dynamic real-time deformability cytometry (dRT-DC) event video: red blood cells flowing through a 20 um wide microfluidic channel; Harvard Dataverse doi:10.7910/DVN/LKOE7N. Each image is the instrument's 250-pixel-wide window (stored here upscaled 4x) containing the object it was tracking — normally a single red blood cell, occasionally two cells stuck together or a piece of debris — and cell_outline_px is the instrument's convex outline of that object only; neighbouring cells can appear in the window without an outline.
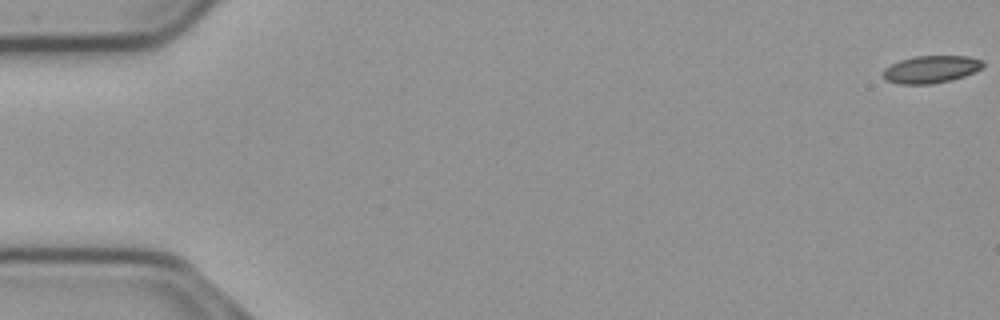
{"species": "common noctule bat (a hibernating species)", "species_latin": "Nyctalus noctula", "temperature_condition": "cold", "stored_images_in_passage": 57, "camera_frame_rate_fps": 3000, "um_per_image_px": 0.085, "animal": {"sex": "male", "body_mass_g": 23.1, "forearm_length_mm": 52.7}, "frame": {"image": 1, "passage_image": 1, "time_ms": 0.0, "image_size_px": [1000, 320], "cell_outline_px": [[984, 68], [964, 76], [952, 80], [932, 84], [900, 84], [884, 80], [880, 72], [884, 68], [900, 60], [916, 56], [968, 56], [984, 60]], "centroid_in_image_um": [79.13, 5.9], "position_along_channel_um": 5.9, "area_um2": 16.24}}
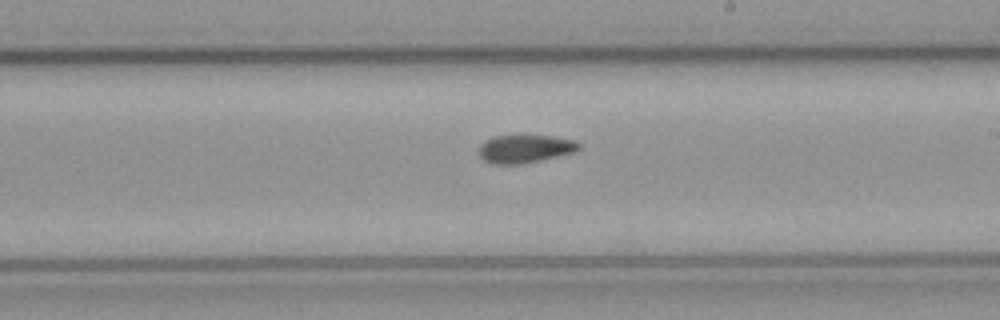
{"frame": {"image": 2, "passage_image": 33, "time_ms": 10.667, "image_size_px": [1000, 320], "cell_outline_px": [[580, 148], [572, 152], [540, 160], [520, 164], [492, 164], [484, 160], [480, 156], [480, 144], [484, 140], [496, 136], [552, 136], [572, 140], [580, 144]], "centroid_in_image_um": [44.58, 12.65], "position_along_channel_um": 244.4, "area_um2": 16.01}}
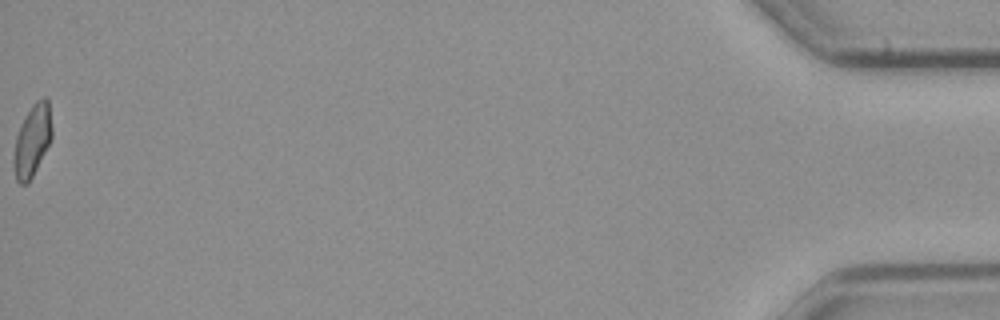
{"frame": {"image": 3, "passage_image": 57, "time_ms": 18.667, "image_size_px": [1000, 320], "cell_outline_px": [[52, 136], [28, 184], [20, 184], [16, 180], [12, 160], [16, 136], [20, 124], [32, 104], [36, 100], [44, 96], [48, 96], [52, 128]], "centroid_in_image_um": [2.72, 11.9], "position_along_channel_um": 432.5, "area_um2": 16.01}, "authors_computed_cell_mechanics": {"area_um2": 16.2996, "velocity_mm_per_s": 3.6994, "shape_relaxation_time_tau1_ms": null, "shape_relaxation_time_tau2_ms": 4.8669, "deformation_change_tau1": null, "deformation_change_tau2": 0.0865}}